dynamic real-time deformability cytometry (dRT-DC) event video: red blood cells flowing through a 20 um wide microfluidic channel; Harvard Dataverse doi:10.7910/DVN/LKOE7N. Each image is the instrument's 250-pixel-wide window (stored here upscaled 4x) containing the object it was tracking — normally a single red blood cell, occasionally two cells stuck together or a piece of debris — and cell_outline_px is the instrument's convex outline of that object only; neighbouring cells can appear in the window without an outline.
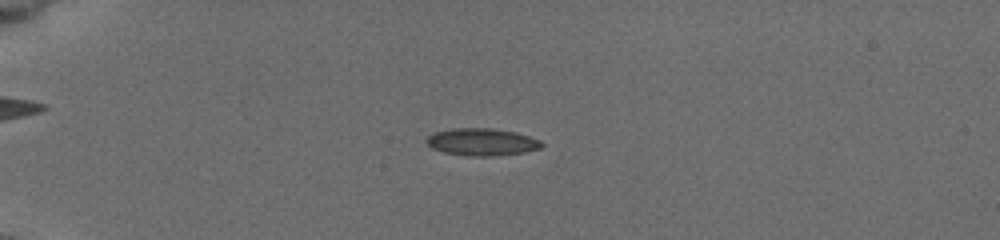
{"species": "common noctule bat (a hibernating species)", "species_latin": "Nyctalus noctula", "temperature_condition": "cold", "stored_images_in_passage": 52, "camera_frame_rate_fps": 3000, "um_per_image_px": 0.085, "animal": {"sex": "female", "body_mass_g": 19.5, "forearm_length_mm": 54.1}, "frame": {"image": 1, "passage_image": 12, "time_ms": 3.667, "image_size_px": [1000, 240], "cell_outline_px": [[544, 144], [540, 148], [524, 152], [492, 156], [468, 156], [444, 152], [432, 148], [424, 140], [428, 136], [436, 132], [452, 128], [492, 128], [516, 132], [540, 140]], "centroid_in_image_um": [40.95, 12.06], "position_along_channel_um": 44.0, "area_um2": 18.26}}
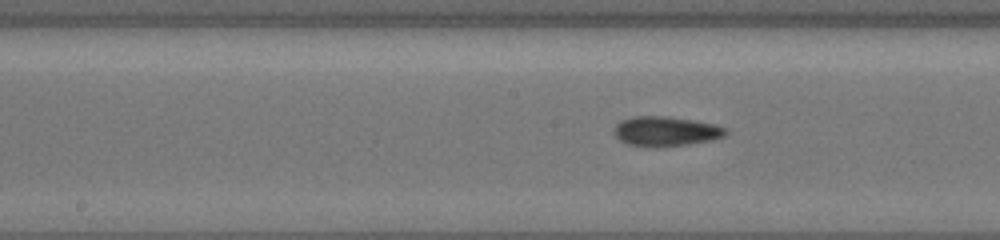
{"frame": {"image": 2, "passage_image": 27, "time_ms": 8.667, "image_size_px": [1000, 240], "cell_outline_px": [[728, 132], [724, 136], [712, 140], [664, 148], [648, 148], [628, 144], [620, 140], [616, 136], [616, 124], [620, 120], [636, 116], [664, 116], [692, 120], [712, 124], [724, 128]], "centroid_in_image_um": [56.57, 11.19], "position_along_channel_um": 191.6, "area_um2": 19.36}}
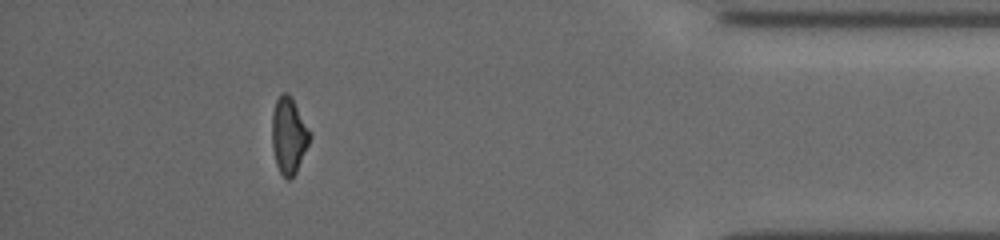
{"frame": {"image": 3, "passage_image": 47, "time_ms": 15.333, "image_size_px": [1000, 240], "cell_outline_px": [[312, 136], [296, 172], [288, 180], [280, 172], [276, 164], [272, 148], [272, 112], [276, 100], [284, 92], [288, 92], [292, 96], [312, 132]], "centroid_in_image_um": [24.56, 11.47], "position_along_channel_um": 410.6, "area_um2": 17.05}, "authors_computed_cell_mechanics": {"area_um2": 17.6579, "velocity_mm_per_s": 3.8682, "shape_relaxation_time_tau1_ms": 3.149, "shape_relaxation_time_tau2_ms": 6.0048, "deformation_change_tau1": 0.1163, "deformation_change_tau2": 0.1233}}